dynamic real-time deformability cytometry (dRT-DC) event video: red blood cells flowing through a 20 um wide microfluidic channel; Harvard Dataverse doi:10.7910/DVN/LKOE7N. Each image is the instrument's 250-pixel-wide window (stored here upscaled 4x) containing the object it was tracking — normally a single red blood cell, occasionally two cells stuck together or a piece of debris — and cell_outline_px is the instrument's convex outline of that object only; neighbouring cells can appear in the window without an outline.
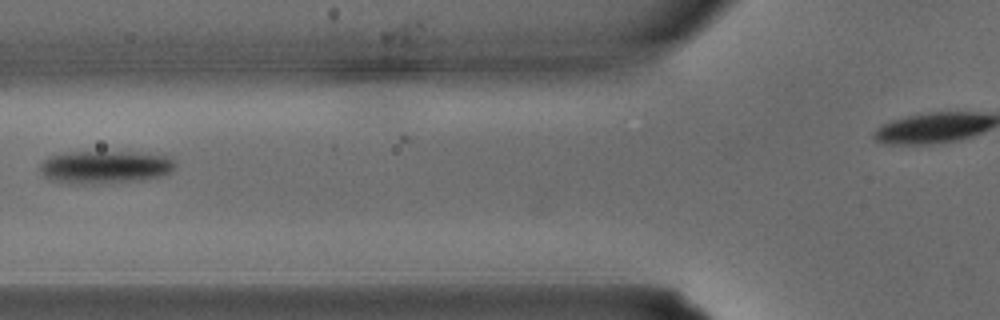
{"species": "common noctule bat (a hibernating species)", "species_latin": "Nyctalus noctula", "temperature_condition": "warm", "stored_images_in_passage": 4, "segment_of_instrument_passage": [1, 2], "camera_frame_rate_fps": 3000, "um_per_image_px": 0.085, "animal": {"sex": "male", "body_mass_g": 15.6}, "frame": {"image": 1, "passage_image": 3, "time_ms": 0.667, "image_size_px": [1000, 320], "cell_outline_px": [[176, 168], [172, 172], [164, 176], [148, 180], [104, 184], [68, 184], [48, 180], [40, 172], [40, 164], [48, 156], [64, 152], [140, 152], [172, 156], [176, 160]], "centroid_in_image_um": [8.99, 14.22], "position_along_channel_um": 116.8, "area_um2": 27.05}}